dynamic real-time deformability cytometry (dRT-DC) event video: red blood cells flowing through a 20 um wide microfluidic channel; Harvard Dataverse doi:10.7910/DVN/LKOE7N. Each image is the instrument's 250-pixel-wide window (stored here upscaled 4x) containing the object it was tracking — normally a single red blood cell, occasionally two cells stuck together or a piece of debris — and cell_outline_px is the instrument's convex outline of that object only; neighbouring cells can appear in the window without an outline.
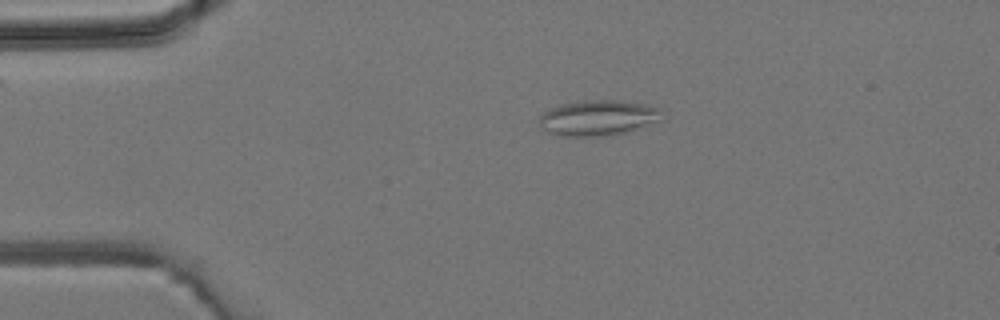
{"species": "common noctule bat (a hibernating species)", "species_latin": "Nyctalus noctula", "temperature_condition": "room temperature", "stored_images_in_passage": 3, "camera_frame_rate_fps": 3000, "um_per_image_px": 0.085, "animal": {"sex": "male", "body_mass_g": 19.2, "forearm_length_mm": 51.8}, "frame": {"image": 1, "passage_image": 3, "time_ms": 2.667, "image_size_px": [1000, 320], "cell_outline_px": [[664, 120], [616, 136], [552, 136], [540, 124], [540, 116], [544, 112], [552, 108], [564, 104], [592, 100], [616, 100], [644, 104], [660, 108]], "centroid_in_image_um": [50.9, 10.05], "position_along_channel_um": 34.1, "area_um2": 25.55}}